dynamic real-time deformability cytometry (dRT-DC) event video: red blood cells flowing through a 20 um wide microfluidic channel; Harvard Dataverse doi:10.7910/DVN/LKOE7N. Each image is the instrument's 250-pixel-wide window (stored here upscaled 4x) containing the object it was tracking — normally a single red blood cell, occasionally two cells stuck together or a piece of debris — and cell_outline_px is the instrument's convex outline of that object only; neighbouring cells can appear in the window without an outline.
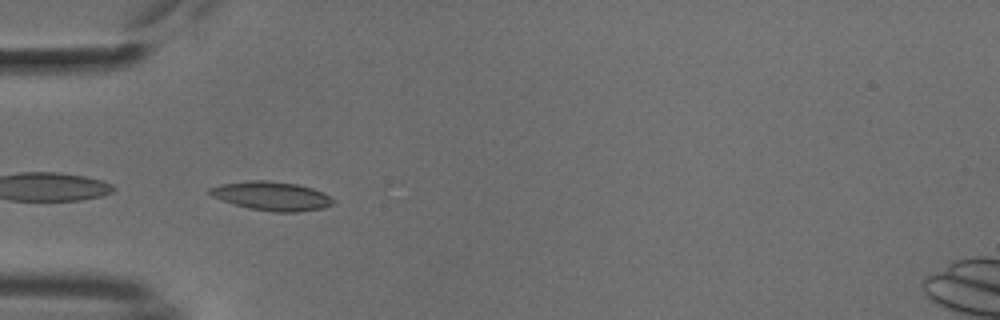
{"species": "common noctule bat (a hibernating species)", "species_latin": "Nyctalus noctula", "temperature_condition": "cold", "stored_images_in_passage": 18, "camera_frame_rate_fps": 3000, "um_per_image_px": 0.085, "animal": {"sex": "male", "body_mass_g": 18.8}, "frame": {"image": 1, "passage_image": 1, "time_ms": 0.0, "image_size_px": [1000, 320], "cell_outline_px": [[336, 200], [332, 204], [324, 208], [296, 212], [272, 212], [248, 208], [212, 196], [208, 192], [208, 188], [220, 184], [252, 180], [264, 180], [296, 184], [312, 188], [324, 192], [332, 196]], "centroid_in_image_um": [23.14, 16.66], "position_along_channel_um": 61.9, "area_um2": 20.75}}
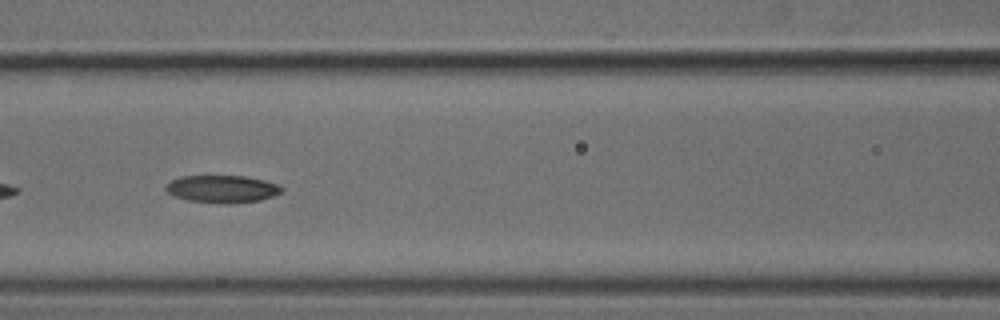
{"frame": {"image": 2, "passage_image": 8, "time_ms": 2.333, "image_size_px": [1000, 320], "cell_outline_px": [[284, 188], [280, 192], [272, 196], [260, 200], [232, 204], [228, 204], [188, 200], [172, 196], [164, 188], [164, 184], [180, 176], [244, 176], [264, 180], [280, 184]], "centroid_in_image_um": [18.87, 16.06], "position_along_channel_um": 147.7, "area_um2": 18.67}}